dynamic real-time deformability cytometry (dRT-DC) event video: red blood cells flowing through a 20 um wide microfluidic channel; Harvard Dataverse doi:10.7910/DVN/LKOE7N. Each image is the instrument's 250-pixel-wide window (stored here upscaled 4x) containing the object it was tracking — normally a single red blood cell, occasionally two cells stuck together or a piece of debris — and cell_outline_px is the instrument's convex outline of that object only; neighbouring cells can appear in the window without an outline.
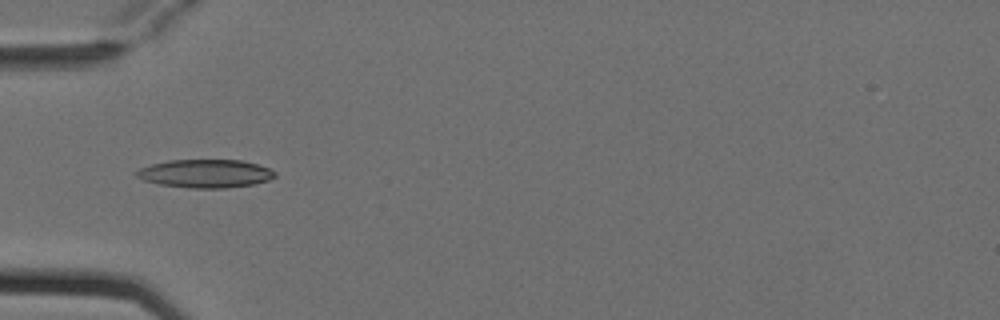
{"species": "Egyptian fruit bat (a non-hibernating species)", "species_latin": "Rousettus aegyptiacus", "temperature_condition": "cold", "stored_images_in_passage": 6, "camera_frame_rate_fps": 3000, "um_per_image_px": 0.085, "animal": {"sex": "female"}, "frame": {"image": 1, "passage_image": 5, "time_ms": 1.333, "image_size_px": [1000, 320], "cell_outline_px": [[276, 176], [268, 180], [252, 184], [224, 188], [188, 188], [160, 184], [144, 180], [136, 176], [132, 172], [140, 168], [152, 164], [168, 160], [240, 160], [256, 164], [268, 168], [276, 172]], "centroid_in_image_um": [17.42, 14.75], "position_along_channel_um": 67.6, "area_um2": 22.72}}
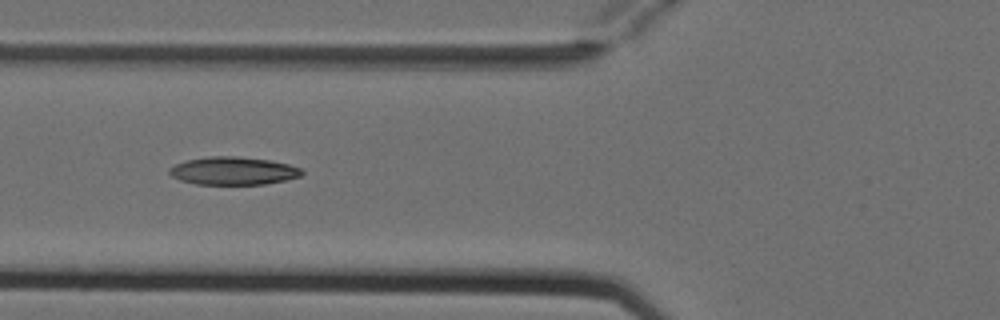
{"frame": {"image": 2, "passage_image": 6, "time_ms": 1.667, "image_size_px": [1000, 320], "cell_outline_px": [[304, 172], [300, 176], [284, 180], [264, 184], [196, 184], [180, 180], [172, 176], [168, 172], [168, 168], [176, 164], [188, 160], [212, 156], [236, 156], [268, 160], [288, 164], [300, 168]], "centroid_in_image_um": [19.81, 14.52], "position_along_channel_um": 106.0, "area_um2": 21.33}}